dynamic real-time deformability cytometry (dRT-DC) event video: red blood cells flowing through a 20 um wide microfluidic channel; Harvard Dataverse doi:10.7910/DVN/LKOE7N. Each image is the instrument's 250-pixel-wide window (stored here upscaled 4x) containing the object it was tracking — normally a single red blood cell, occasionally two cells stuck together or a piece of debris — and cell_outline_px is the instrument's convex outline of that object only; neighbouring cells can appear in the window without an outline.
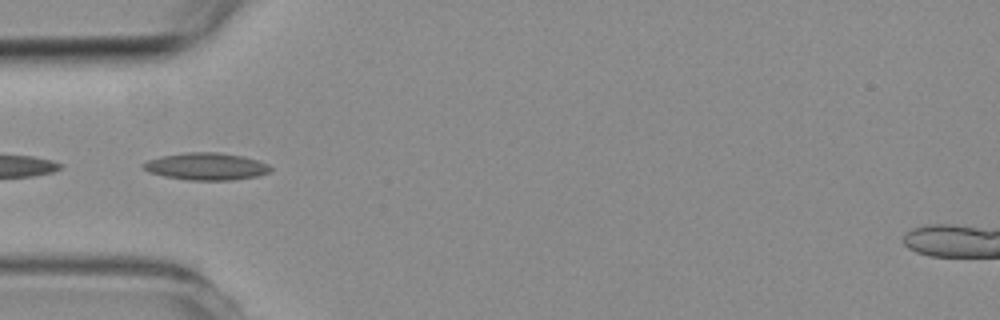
{"species": "common noctule bat (a hibernating species)", "species_latin": "Nyctalus noctula", "temperature_condition": "room temperature", "stored_images_in_passage": 3, "camera_frame_rate_fps": 3000, "um_per_image_px": 0.085, "animal": {"sex": "female", "body_mass_g": 19.3, "forearm_length_mm": 54.1}, "frame": {"image": 1, "passage_image": 3, "time_ms": 4.0, "image_size_px": [1000, 320], "cell_outline_px": [[272, 168], [268, 172], [256, 176], [232, 180], [188, 180], [164, 176], [152, 172], [144, 168], [140, 164], [148, 160], [164, 156], [188, 152], [216, 152], [244, 156], [268, 164]], "centroid_in_image_um": [17.54, 14.14], "position_along_channel_um": 67.5, "area_um2": 19.88}}